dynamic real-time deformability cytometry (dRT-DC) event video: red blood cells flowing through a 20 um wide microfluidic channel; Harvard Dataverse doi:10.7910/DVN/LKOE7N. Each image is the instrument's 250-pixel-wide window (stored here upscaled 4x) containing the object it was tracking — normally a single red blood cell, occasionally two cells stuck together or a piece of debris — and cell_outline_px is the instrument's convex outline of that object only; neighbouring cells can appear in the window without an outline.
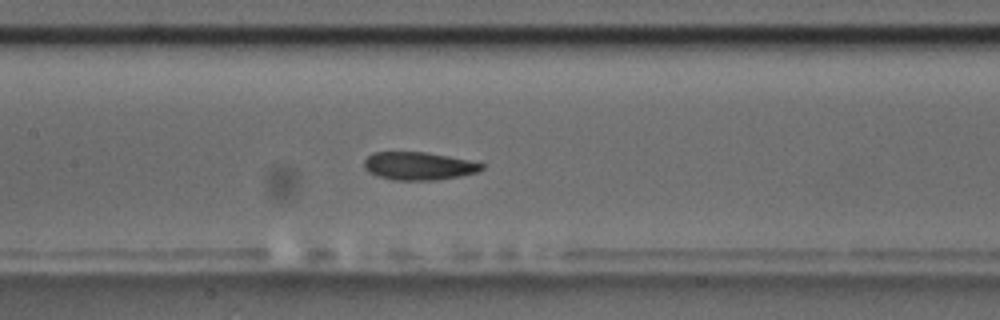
{"species": "common noctule bat (a hibernating species)", "species_latin": "Nyctalus noctula", "temperature_condition": "room temperature", "stored_images_in_passage": 27, "camera_frame_rate_fps": 3000, "um_per_image_px": 0.085, "animal": {"sex": "male", "body_mass_g": 17.5, "forearm_length_mm": 52.3}, "frame": {"image": 1, "passage_image": 9, "time_ms": 2.667, "image_size_px": [1000, 320], "cell_outline_px": [[480, 168], [468, 172], [444, 176], [392, 176], [380, 172], [372, 168], [368, 164], [368, 160], [372, 156], [388, 152], [392, 152], [436, 156], [480, 164]], "centroid_in_image_um": [35.6, 14.03], "position_along_channel_um": 171.8, "area_um2": 14.16}}
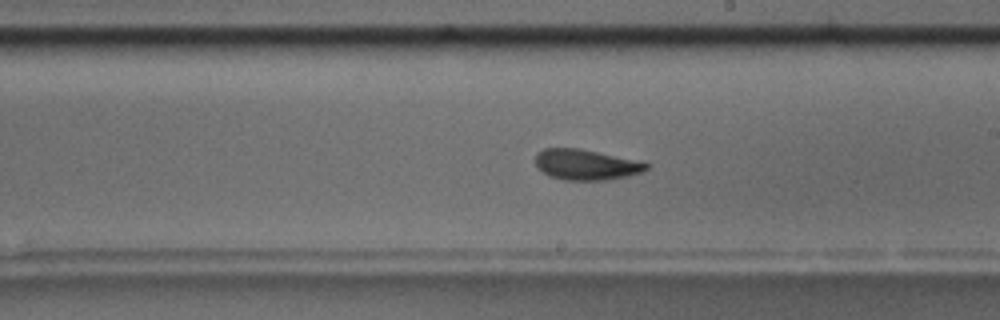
{"frame": {"image": 2, "passage_image": 15, "time_ms": 4.667, "image_size_px": [1000, 320], "cell_outline_px": [[644, 168], [628, 172], [608, 176], [560, 176], [548, 172], [540, 164], [540, 156], [544, 152], [580, 152], [644, 164]], "centroid_in_image_um": [49.74, 13.99], "position_along_channel_um": 239.3, "area_um2": 13.58}}
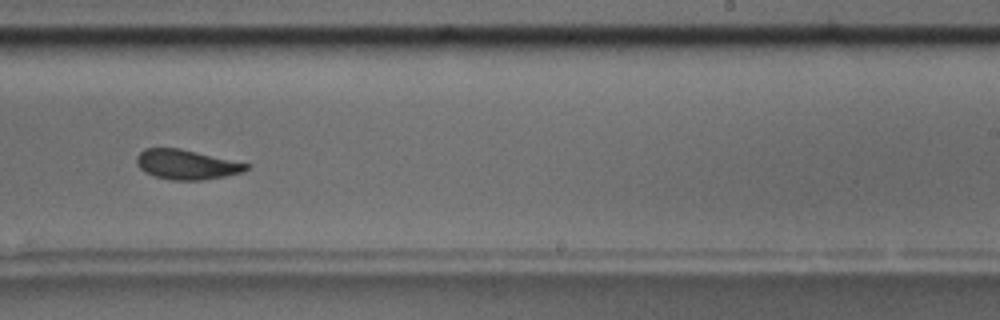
{"frame": {"image": 3, "passage_image": 18, "time_ms": 5.667, "image_size_px": [1000, 320], "cell_outline_px": [[244, 168], [232, 172], [208, 176], [164, 176], [152, 172], [144, 168], [140, 164], [140, 156], [144, 152], [156, 148], [164, 148], [188, 152], [244, 164]], "centroid_in_image_um": [15.75, 13.91], "position_along_channel_um": 273.3, "area_um2": 14.62}}